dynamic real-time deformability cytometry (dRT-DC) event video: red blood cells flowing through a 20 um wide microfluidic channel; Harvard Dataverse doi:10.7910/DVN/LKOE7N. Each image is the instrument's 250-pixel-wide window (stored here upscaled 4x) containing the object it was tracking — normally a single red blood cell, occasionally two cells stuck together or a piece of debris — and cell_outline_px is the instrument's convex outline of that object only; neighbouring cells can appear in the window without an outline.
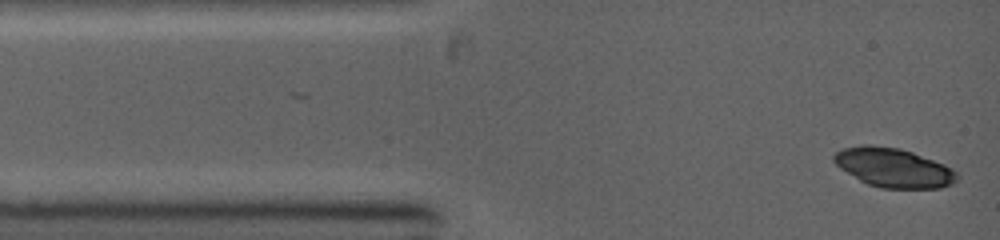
{"species": "common noctule bat (a hibernating species)", "species_latin": "Nyctalus noctula", "temperature_condition": "warm", "stored_images_in_passage": 5, "camera_frame_rate_fps": 5000, "um_per_image_px": 0.085, "animal": {"sex": "female", "body_mass_g": 19.0, "forearm_length_mm": 53.3}, "frame": {"image": 1, "passage_image": 1, "time_ms": 0.0, "image_size_px": [1000, 240], "cell_outline_px": [[960, 176], [952, 184], [940, 188], [880, 188], [868, 184], [860, 180], [840, 168], [832, 160], [832, 156], [836, 152], [844, 148], [864, 144], [868, 144], [900, 148], [912, 152], [944, 164], [952, 168]], "centroid_in_image_um": [75.95, 14.25], "position_along_channel_um": 9.0, "area_um2": 28.09}}